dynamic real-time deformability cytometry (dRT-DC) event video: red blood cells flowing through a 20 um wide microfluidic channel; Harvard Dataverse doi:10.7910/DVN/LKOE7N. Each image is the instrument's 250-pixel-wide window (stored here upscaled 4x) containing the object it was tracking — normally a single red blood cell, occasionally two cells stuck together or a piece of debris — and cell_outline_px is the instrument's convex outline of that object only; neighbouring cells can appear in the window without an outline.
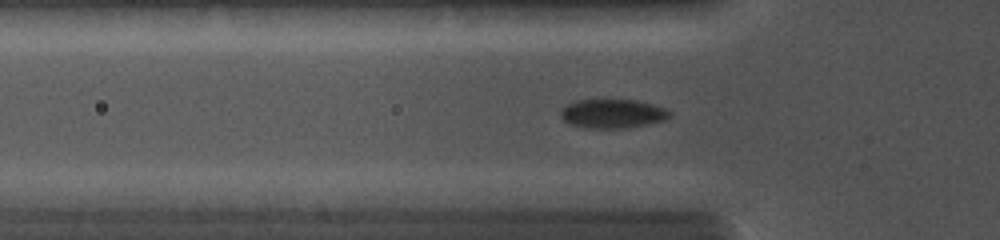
{"species": "common noctule bat (a hibernating species)", "species_latin": "Nyctalus noctula", "temperature_condition": "cold", "stored_images_in_passage": 40, "camera_frame_rate_fps": 5000, "um_per_image_px": 0.085, "animal": {"sex": "female", "body_mass_g": 19.0, "forearm_length_mm": 56.7}, "frame": {"image": 1, "passage_image": 10, "time_ms": 4.2, "image_size_px": [1000, 240], "cell_outline_px": [[672, 116], [664, 120], [624, 128], [584, 128], [568, 124], [560, 116], [560, 112], [568, 104], [576, 100], [636, 100], [652, 104], [664, 108], [672, 112]], "centroid_in_image_um": [52.05, 9.66], "position_along_channel_um": 73.7, "area_um2": 18.32}}
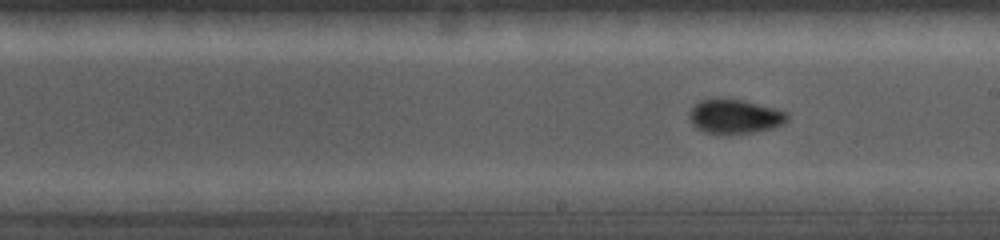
{"frame": {"image": 2, "passage_image": 24, "time_ms": 7.6, "image_size_px": [1000, 240], "cell_outline_px": [[788, 120], [784, 124], [772, 128], [752, 132], [704, 132], [696, 128], [692, 124], [688, 116], [688, 112], [700, 100], [716, 96], [724, 96], [776, 108], [788, 112]], "centroid_in_image_um": [62.44, 9.84], "position_along_channel_um": 226.6, "area_um2": 19.71}}
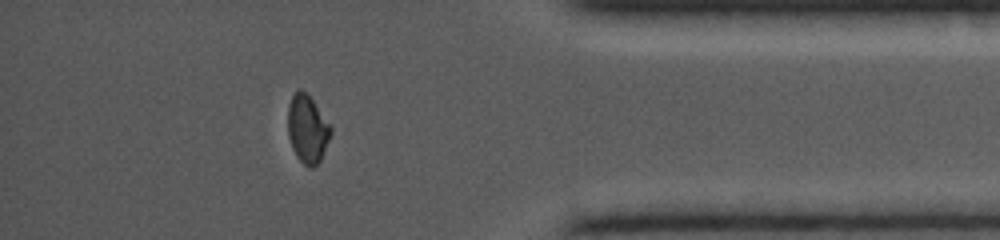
{"frame": {"image": 3, "passage_image": 35, "time_ms": 12.0, "image_size_px": [1000, 240], "cell_outline_px": [[332, 132], [320, 160], [312, 168], [308, 168], [296, 156], [292, 148], [288, 136], [288, 104], [292, 96], [300, 88], [312, 100], [332, 128]], "centroid_in_image_um": [26.11, 10.99], "position_along_channel_um": 409.1, "area_um2": 16.7}}